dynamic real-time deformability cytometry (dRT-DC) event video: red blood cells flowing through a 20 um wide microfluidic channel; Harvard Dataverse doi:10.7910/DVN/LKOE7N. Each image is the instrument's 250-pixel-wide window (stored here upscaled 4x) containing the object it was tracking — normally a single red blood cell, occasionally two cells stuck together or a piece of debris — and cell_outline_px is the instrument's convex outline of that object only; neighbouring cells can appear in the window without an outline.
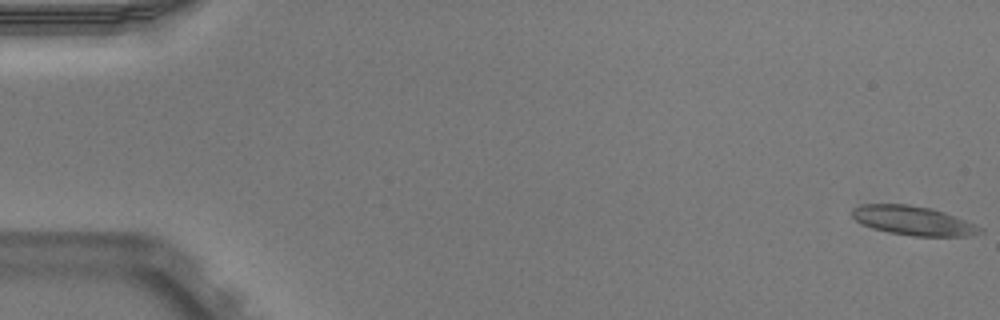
{"species": "Egyptian fruit bat (a non-hibernating species)", "species_latin": "Rousettus aegyptiacus", "temperature_condition": "warm", "stored_images_in_passage": 47, "camera_frame_rate_fps": 3000, "um_per_image_px": 0.085, "animal": {"sex": "male"}, "frame": {"image": 1, "passage_image": 1, "time_ms": 0.0, "image_size_px": [1000, 320], "cell_outline_px": [[984, 232], [968, 236], [912, 236], [888, 232], [872, 228], [856, 220], [852, 216], [852, 208], [860, 204], [908, 204], [932, 208], [956, 216], [976, 224], [984, 228]], "centroid_in_image_um": [77.66, 18.75], "position_along_channel_um": 7.3, "area_um2": 21.91}}
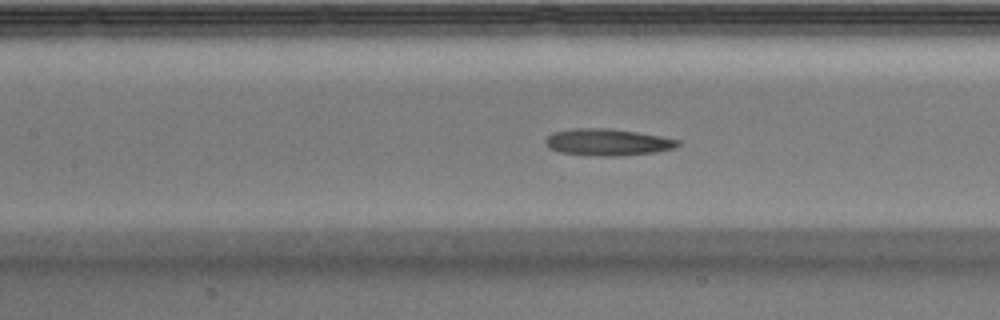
{"frame": {"image": 2, "passage_image": 24, "time_ms": 7.667, "image_size_px": [1000, 320], "cell_outline_px": [[680, 144], [672, 148], [656, 152], [620, 156], [600, 156], [560, 152], [548, 148], [544, 144], [544, 140], [552, 132], [572, 128], [608, 128], [636, 132], [660, 136], [680, 140]], "centroid_in_image_um": [51.6, 12.08], "position_along_channel_um": 155.8, "area_um2": 20.69}}
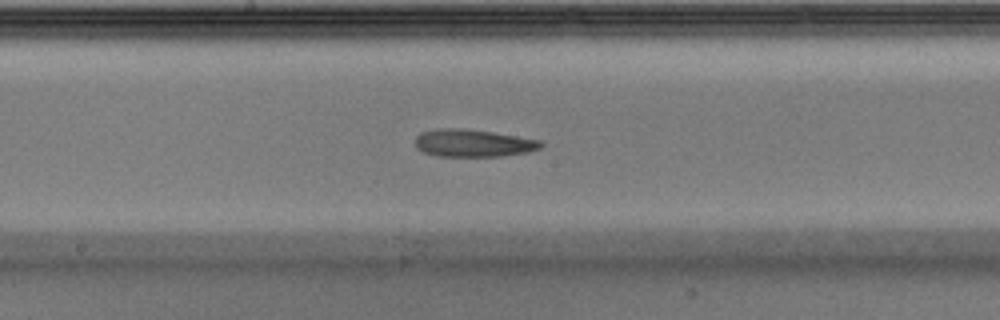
{"frame": {"image": 3, "passage_image": 28, "time_ms": 9.0, "image_size_px": [1000, 320], "cell_outline_px": [[544, 144], [540, 148], [528, 152], [500, 156], [436, 156], [424, 152], [416, 148], [416, 136], [420, 132], [436, 128], [464, 128], [492, 132], [540, 140]], "centroid_in_image_um": [40.19, 12.16], "position_along_channel_um": 208.0, "area_um2": 20.17}}